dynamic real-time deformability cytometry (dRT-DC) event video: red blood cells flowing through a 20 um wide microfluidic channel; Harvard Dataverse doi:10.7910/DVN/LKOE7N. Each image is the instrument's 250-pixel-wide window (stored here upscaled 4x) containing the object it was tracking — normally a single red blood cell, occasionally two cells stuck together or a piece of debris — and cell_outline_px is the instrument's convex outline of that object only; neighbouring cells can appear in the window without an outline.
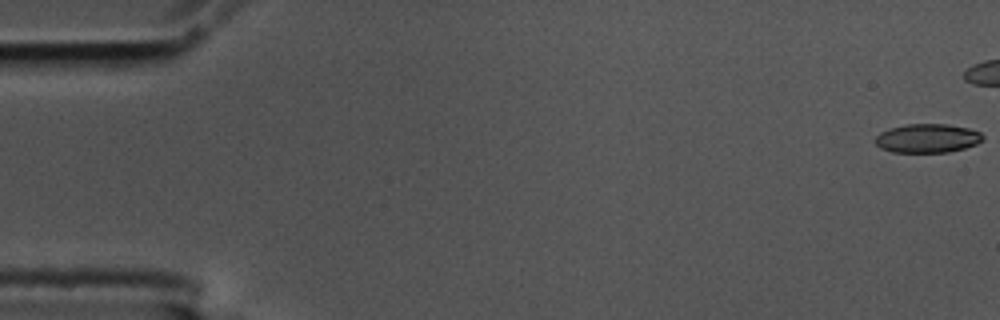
{"species": "common noctule bat (a hibernating species)", "species_latin": "Nyctalus noctula", "temperature_condition": "cold", "stored_images_in_passage": 11, "camera_frame_rate_fps": 3000, "um_per_image_px": 0.085, "animal": {"sex": "male", "body_mass_g": 17.5, "forearm_length_mm": 52.3}, "frame": {"image": 1, "passage_image": 1, "time_ms": 0.0, "image_size_px": [1000, 320], "cell_outline_px": [[984, 140], [976, 144], [964, 148], [948, 152], [892, 152], [880, 148], [872, 140], [880, 132], [888, 128], [904, 124], [948, 124], [968, 128], [980, 132], [984, 136]], "centroid_in_image_um": [78.8, 11.75], "position_along_channel_um": 6.2, "area_um2": 18.32}}